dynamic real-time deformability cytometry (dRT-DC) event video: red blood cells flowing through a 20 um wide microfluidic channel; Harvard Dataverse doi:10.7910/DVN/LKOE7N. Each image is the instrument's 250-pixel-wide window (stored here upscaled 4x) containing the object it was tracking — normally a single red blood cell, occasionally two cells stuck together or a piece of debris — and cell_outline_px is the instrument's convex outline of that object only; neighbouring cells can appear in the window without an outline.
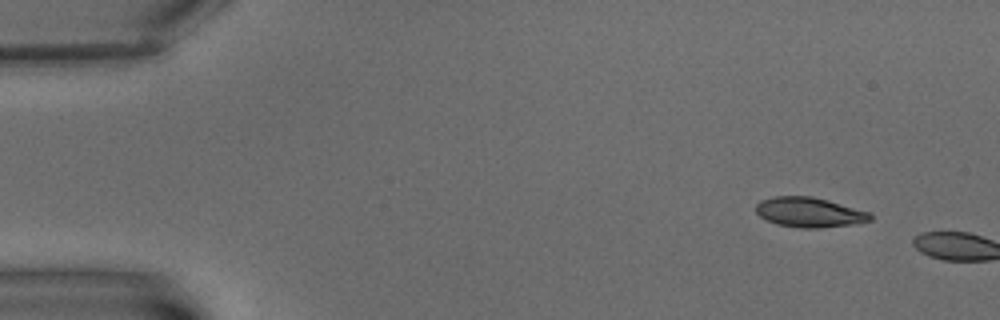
{"species": "common noctule bat (a hibernating species)", "species_latin": "Nyctalus noctula", "temperature_condition": "warm", "stored_images_in_passage": 2, "camera_frame_rate_fps": 3000, "um_per_image_px": 0.085, "animal": {"sex": "male", "body_mass_g": 15.6}, "frame": {"image": 1, "passage_image": 1, "time_ms": 0.0, "image_size_px": [1000, 320], "cell_outline_px": [[872, 220], [856, 224], [820, 228], [800, 228], [776, 224], [760, 216], [756, 212], [756, 204], [760, 200], [772, 196], [812, 196], [828, 200], [872, 212]], "centroid_in_image_um": [68.83, 18.04], "position_along_channel_um": 16.2, "area_um2": 20.17}}